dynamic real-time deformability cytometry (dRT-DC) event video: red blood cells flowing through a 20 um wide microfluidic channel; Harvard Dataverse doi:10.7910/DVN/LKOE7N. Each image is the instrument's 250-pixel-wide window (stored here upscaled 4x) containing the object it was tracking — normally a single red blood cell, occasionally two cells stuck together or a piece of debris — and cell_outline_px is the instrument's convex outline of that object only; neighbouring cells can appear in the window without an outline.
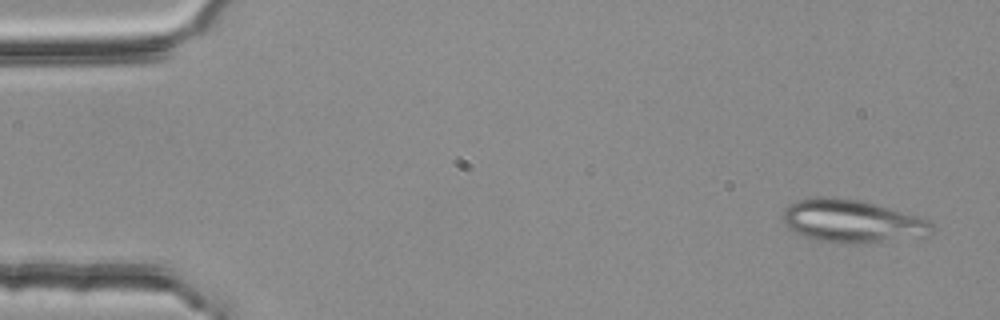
{"species": "common noctule bat (a hibernating species)", "species_latin": "Nyctalus noctula", "temperature_condition": "room temperature", "stored_images_in_passage": 3, "camera_frame_rate_fps": 3000, "um_per_image_px": 0.085, "animal": {"sex": "female", "body_mass_g": 25.1}, "frame": {"image": 1, "passage_image": 1, "time_ms": 0.0, "image_size_px": [1000, 320], "cell_outline_px": [[932, 236], [868, 244], [844, 244], [816, 240], [804, 236], [788, 228], [784, 224], [784, 208], [788, 204], [796, 200], [812, 196], [824, 196], [860, 200], [876, 204], [916, 216], [928, 220], [932, 224]], "centroid_in_image_um": [72.43, 18.82], "position_along_channel_um": 12.6, "area_um2": 37.86}}